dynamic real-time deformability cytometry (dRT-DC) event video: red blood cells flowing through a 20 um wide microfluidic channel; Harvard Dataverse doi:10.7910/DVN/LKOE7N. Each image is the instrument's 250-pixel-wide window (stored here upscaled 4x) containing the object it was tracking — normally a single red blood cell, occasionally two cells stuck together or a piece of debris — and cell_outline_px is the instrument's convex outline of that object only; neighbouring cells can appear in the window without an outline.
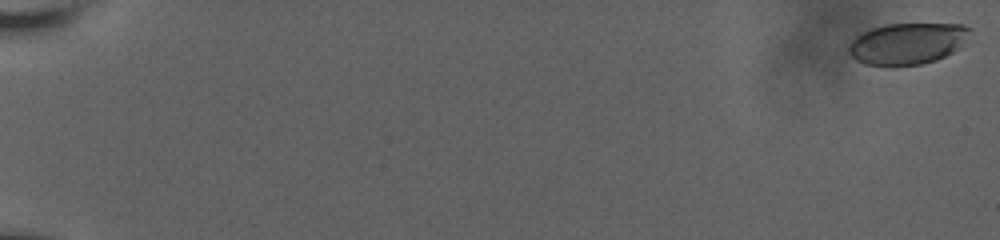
{"species": "human", "species_latin": "Homo sapiens", "temperature_condition": "room temperature", "stored_images_in_passage": 59, "camera_frame_rate_fps": 3000, "um_per_image_px": 0.085, "donor": {"sex": "male"}, "frame": {"image": 1, "passage_image": 1, "time_ms": 0.0, "image_size_px": [1000, 240], "cell_outline_px": [[972, 28], [956, 48], [952, 52], [936, 60], [920, 64], [892, 68], [864, 64], [856, 60], [848, 52], [848, 48], [852, 40], [856, 36], [872, 28], [888, 24], [964, 24]], "centroid_in_image_um": [77.06, 3.73], "position_along_channel_um": 7.9, "area_um2": 29.25}}
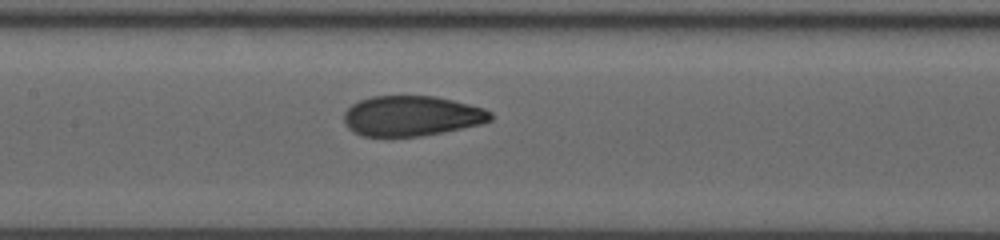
{"frame": {"image": 2, "passage_image": 32, "time_ms": 10.333, "image_size_px": [1000, 240], "cell_outline_px": [[492, 120], [480, 124], [444, 132], [420, 136], [364, 136], [348, 128], [344, 124], [344, 112], [352, 104], [360, 100], [372, 96], [436, 96], [484, 108], [492, 112]], "centroid_in_image_um": [34.99, 9.85], "position_along_channel_um": 172.4, "area_um2": 34.28}}
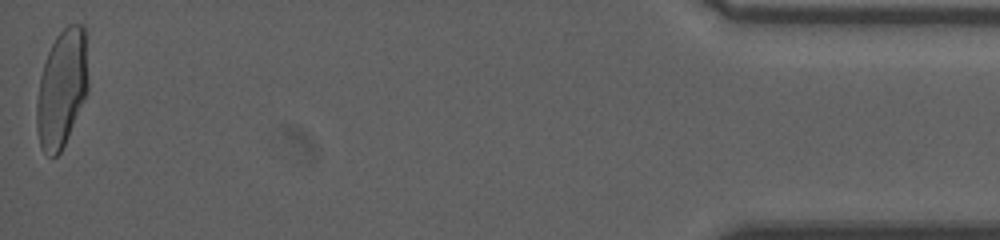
{"frame": {"image": 3, "passage_image": 59, "time_ms": 19.333, "image_size_px": [1000, 240], "cell_outline_px": [[88, 92], [68, 136], [60, 152], [56, 156], [48, 156], [44, 152], [40, 144], [36, 128], [36, 104], [40, 76], [48, 52], [56, 36], [68, 24], [84, 24], [88, 80]], "centroid_in_image_um": [5.25, 7.52], "position_along_channel_um": 429.9, "area_um2": 35.2}, "authors_computed_cell_mechanics": {"area_um2": 34.68, "velocity_mm_per_s": 3.7903, "shape_relaxation_time_tau1_ms": 6.9286, "shape_relaxation_time_tau2_ms": 0.8878, "deformation_change_tau1": 0.2162, "deformation_change_tau2": 0.0593}}